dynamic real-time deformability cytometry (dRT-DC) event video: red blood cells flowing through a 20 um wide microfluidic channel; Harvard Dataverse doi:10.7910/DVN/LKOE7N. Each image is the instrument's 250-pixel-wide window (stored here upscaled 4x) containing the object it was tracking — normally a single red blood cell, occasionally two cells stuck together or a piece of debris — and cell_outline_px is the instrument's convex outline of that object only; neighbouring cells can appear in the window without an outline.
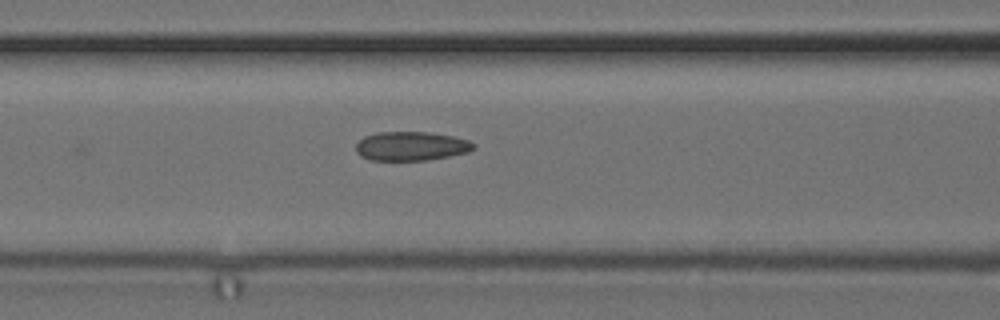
{"species": "common noctule bat (a hibernating species)", "species_latin": "Nyctalus noctula", "temperature_condition": "cold", "stored_images_in_passage": 8, "camera_frame_rate_fps": 3000, "um_per_image_px": 0.085, "animal": {"sex": "female", "body_mass_g": 24.6, "forearm_length_mm": 56.2}, "frame": {"image": 1, "passage_image": 8, "time_ms": 2.333, "image_size_px": [1000, 320], "cell_outline_px": [[476, 148], [468, 152], [428, 160], [368, 160], [360, 156], [356, 152], [356, 144], [364, 136], [376, 132], [428, 132], [452, 136], [468, 140], [476, 144]], "centroid_in_image_um": [34.94, 12.42], "position_along_channel_um": 131.7, "area_um2": 20.0}}